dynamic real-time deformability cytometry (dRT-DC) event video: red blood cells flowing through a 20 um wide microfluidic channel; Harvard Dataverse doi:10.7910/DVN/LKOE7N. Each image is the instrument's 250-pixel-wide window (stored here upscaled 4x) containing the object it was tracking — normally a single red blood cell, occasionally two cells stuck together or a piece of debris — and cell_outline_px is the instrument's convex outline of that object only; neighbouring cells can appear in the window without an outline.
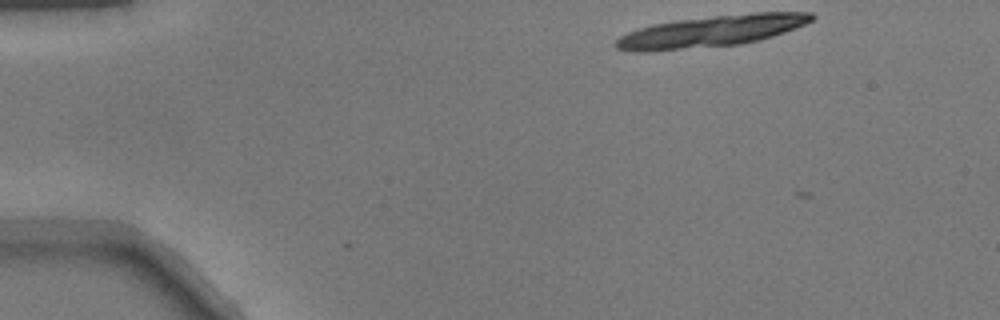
{"species": "common noctule bat (a hibernating species)", "species_latin": "Nyctalus noctula", "temperature_condition": "warm", "stored_images_in_passage": 8, "camera_frame_rate_fps": 3000, "um_per_image_px": 0.085, "animal": {"sex": "male", "body_mass_g": 17.9}, "frame": {"image": 1, "passage_image": 1, "time_ms": 0.0, "image_size_px": [1000, 320], "cell_outline_px": [[816, 16], [812, 20], [804, 24], [784, 32], [760, 40], [740, 44], [648, 52], [632, 52], [616, 48], [612, 44], [620, 36], [628, 32], [652, 24], [676, 20], [752, 12], [812, 12]], "centroid_in_image_um": [60.42, 2.65], "position_along_channel_um": 24.6, "area_um2": 35.84}}